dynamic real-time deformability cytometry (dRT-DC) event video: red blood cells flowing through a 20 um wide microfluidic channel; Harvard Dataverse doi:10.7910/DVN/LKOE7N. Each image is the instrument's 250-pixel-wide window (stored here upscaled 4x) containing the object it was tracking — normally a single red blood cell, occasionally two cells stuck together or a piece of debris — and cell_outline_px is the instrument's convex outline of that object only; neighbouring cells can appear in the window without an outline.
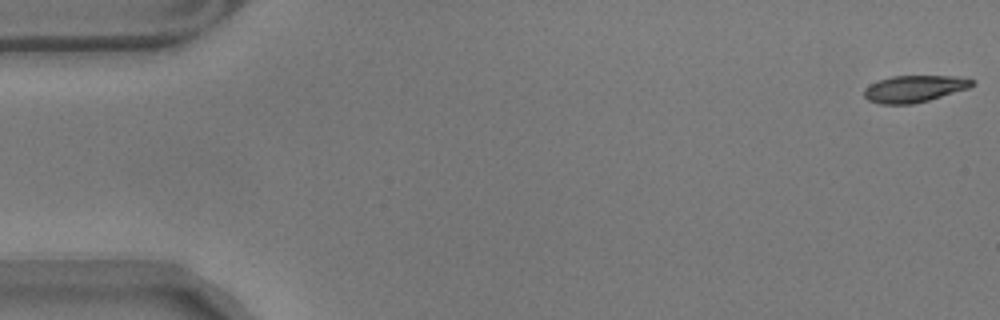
{"species": "common noctule bat (a hibernating species)", "species_latin": "Nyctalus noctula", "temperature_condition": "warm", "stored_images_in_passage": 8, "camera_frame_rate_fps": 3000, "um_per_image_px": 0.085, "animal": {"sex": "male", "body_mass_g": 17.9}, "frame": {"image": 1, "passage_image": 1, "time_ms": 0.0, "image_size_px": [1000, 320], "cell_outline_px": [[976, 84], [968, 88], [928, 100], [912, 104], [880, 104], [868, 100], [864, 96], [864, 88], [880, 80], [892, 76], [956, 76], [976, 80]], "centroid_in_image_um": [77.73, 7.54], "position_along_channel_um": 7.3, "area_um2": 16.76}}